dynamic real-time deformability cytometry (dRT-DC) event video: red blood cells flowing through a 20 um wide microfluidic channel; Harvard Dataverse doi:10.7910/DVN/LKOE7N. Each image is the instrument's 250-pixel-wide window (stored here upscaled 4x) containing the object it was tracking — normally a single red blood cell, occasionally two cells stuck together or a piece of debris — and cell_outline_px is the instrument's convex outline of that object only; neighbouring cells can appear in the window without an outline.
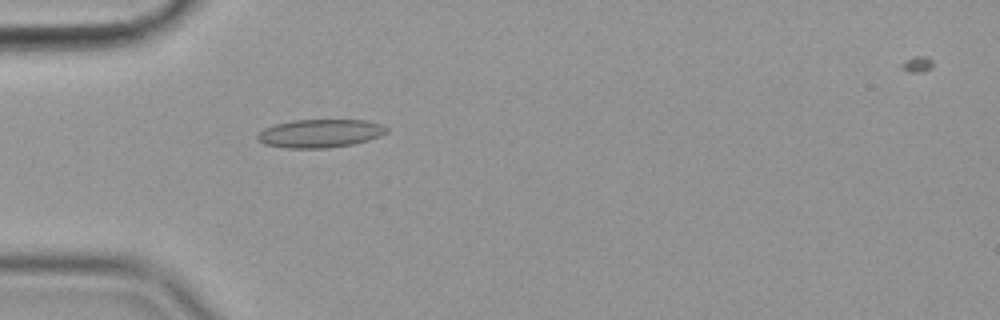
{"species": "common noctule bat (a hibernating species)", "species_latin": "Nyctalus noctula", "temperature_condition": "cold", "stored_images_in_passage": 51, "camera_frame_rate_fps": 3000, "um_per_image_px": 0.085, "animal": {"sex": "female", "body_mass_g": 19.9}, "frame": {"image": 1, "passage_image": 12, "time_ms": 3.667, "image_size_px": [1000, 320], "cell_outline_px": [[388, 132], [380, 136], [368, 140], [352, 144], [328, 148], [288, 148], [264, 144], [256, 140], [256, 132], [264, 128], [276, 124], [292, 120], [364, 120], [380, 124], [388, 128]], "centroid_in_image_um": [27.16, 11.34], "position_along_channel_um": 57.8, "area_um2": 21.39}}
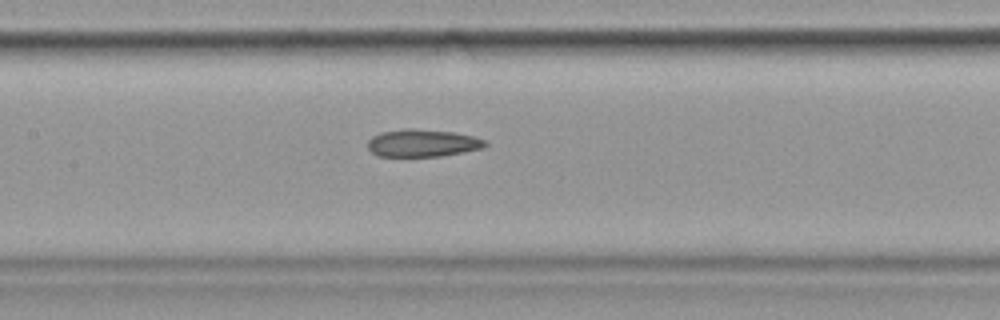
{"frame": {"image": 2, "passage_image": 22, "time_ms": 7.0, "image_size_px": [1000, 320], "cell_outline_px": [[488, 144], [484, 148], [464, 152], [440, 156], [376, 156], [368, 148], [368, 140], [372, 136], [380, 132], [404, 128], [412, 128], [452, 132], [472, 136], [484, 140]], "centroid_in_image_um": [35.89, 12.16], "position_along_channel_um": 171.5, "area_um2": 18.84}}
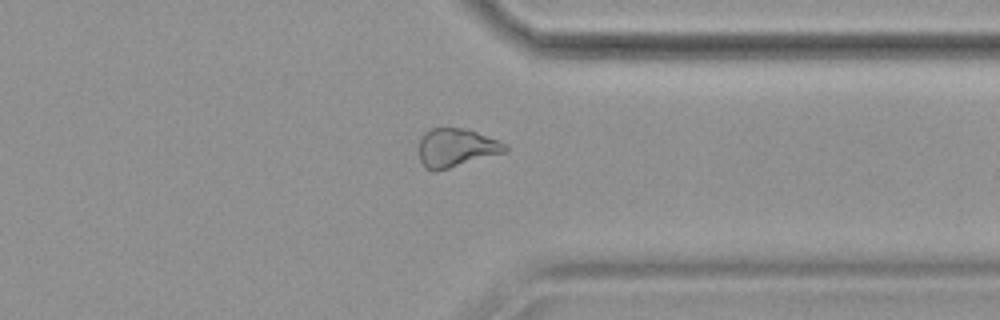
{"frame": {"image": 3, "passage_image": 39, "time_ms": 12.667, "image_size_px": [1000, 320], "cell_outline_px": [[508, 148], [504, 152], [436, 172], [432, 172], [424, 168], [420, 160], [420, 140], [424, 132], [432, 128], [464, 128], [500, 140], [508, 144]], "centroid_in_image_um": [38.77, 12.57], "position_along_channel_um": 372.6, "area_um2": 19.36}, "authors_computed_cell_mechanics": {"area_um2": 20.23, "velocity_mm_per_s": 3.5768, "shape_relaxation_time_tau1_ms": null, "shape_relaxation_time_tau2_ms": 7.2637, "deformation_change_tau1": null, "deformation_change_tau2": 0.143}}